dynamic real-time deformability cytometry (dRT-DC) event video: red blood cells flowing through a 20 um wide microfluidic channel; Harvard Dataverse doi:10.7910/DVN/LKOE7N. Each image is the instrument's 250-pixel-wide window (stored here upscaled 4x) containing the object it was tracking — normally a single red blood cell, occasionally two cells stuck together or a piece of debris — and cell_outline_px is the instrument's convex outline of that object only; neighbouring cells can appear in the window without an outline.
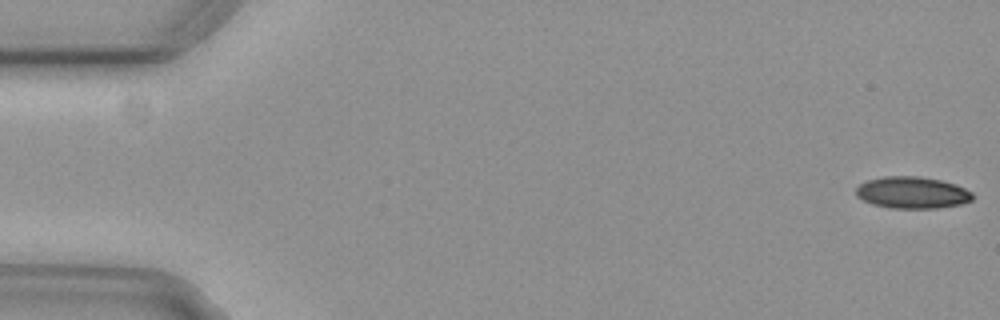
{"species": "common noctule bat (a hibernating species)", "species_latin": "Nyctalus noctula", "temperature_condition": "cold", "stored_images_in_passage": 7, "camera_frame_rate_fps": 3000, "um_per_image_px": 0.085, "animal": {"sex": "female", "body_mass_g": 29.2, "forearm_length_mm": 56.3}, "frame": {"image": 1, "passage_image": 1, "time_ms": 0.0, "image_size_px": [1000, 320], "cell_outline_px": [[972, 200], [960, 204], [936, 208], [888, 208], [872, 204], [856, 196], [856, 188], [860, 184], [868, 180], [884, 176], [920, 176], [940, 180], [956, 184], [972, 192]], "centroid_in_image_um": [77.52, 16.37], "position_along_channel_um": 7.5, "area_um2": 21.56}}